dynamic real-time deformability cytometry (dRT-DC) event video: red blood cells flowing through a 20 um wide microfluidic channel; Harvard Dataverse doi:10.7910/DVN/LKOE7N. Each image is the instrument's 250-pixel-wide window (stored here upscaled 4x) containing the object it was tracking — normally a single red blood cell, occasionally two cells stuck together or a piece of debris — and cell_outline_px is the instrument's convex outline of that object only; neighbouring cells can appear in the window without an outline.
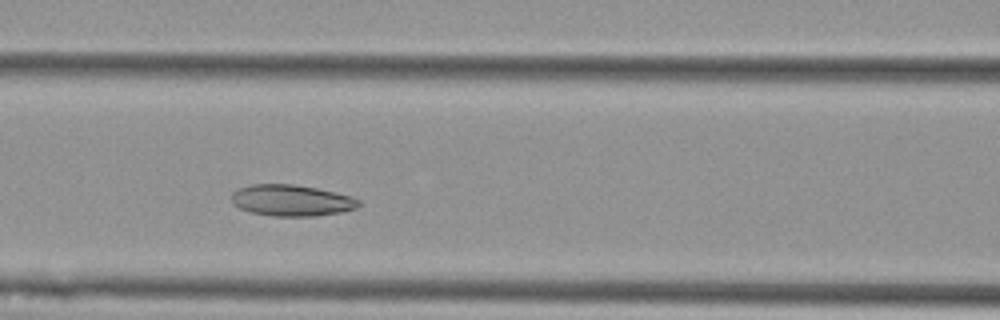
{"species": "Egyptian fruit bat (a non-hibernating species)", "species_latin": "Rousettus aegyptiacus", "temperature_condition": "cold", "stored_images_in_passage": 44, "camera_frame_rate_fps": 3000, "um_per_image_px": 0.085, "animal": {"sex": "female"}, "frame": {"image": 1, "passage_image": 12, "time_ms": 3.667, "image_size_px": [1000, 320], "cell_outline_px": [[364, 204], [356, 208], [340, 212], [316, 216], [272, 216], [252, 212], [240, 208], [232, 204], [232, 192], [240, 188], [252, 184], [292, 184], [316, 188], [352, 196], [360, 200]], "centroid_in_image_um": [24.81, 17.04], "position_along_channel_um": 141.8, "area_um2": 23.24}}
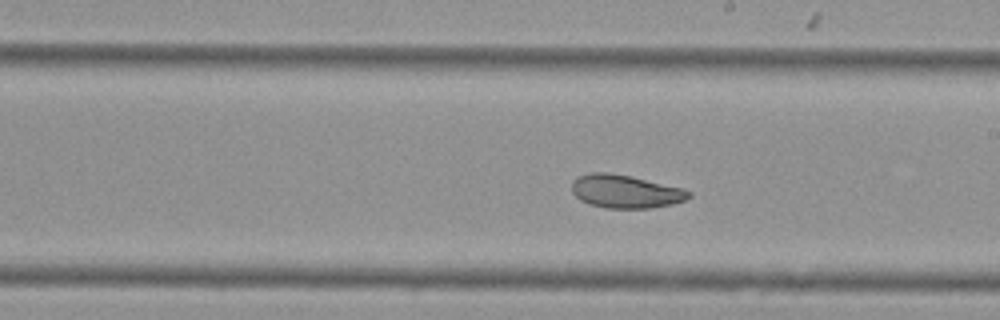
{"frame": {"image": 2, "passage_image": 20, "time_ms": 6.333, "image_size_px": [1000, 320], "cell_outline_px": [[692, 196], [684, 200], [672, 204], [652, 208], [604, 208], [588, 204], [580, 200], [572, 192], [572, 180], [576, 176], [592, 172], [604, 172], [628, 176], [684, 188], [692, 192]], "centroid_in_image_um": [53.14, 16.28], "position_along_channel_um": 235.9, "area_um2": 22.72}}
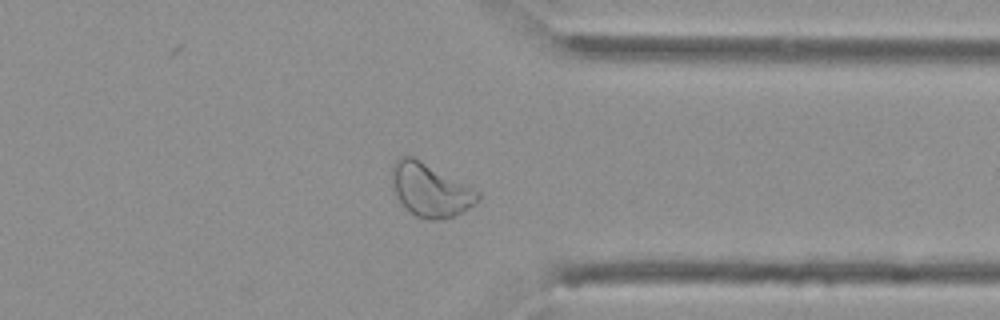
{"frame": {"image": 3, "passage_image": 32, "time_ms": 10.333, "image_size_px": [1000, 320], "cell_outline_px": [[480, 200], [476, 204], [456, 216], [436, 220], [428, 220], [416, 216], [400, 200], [392, 184], [392, 164], [400, 156], [412, 156], [480, 192]], "centroid_in_image_um": [36.6, 16.16], "position_along_channel_um": 374.8, "area_um2": 26.18}, "authors_computed_cell_mechanics": {"area_um2": 25.0274, "velocity_mm_per_s": 3.5466, "shape_relaxation_time_tau1_ms": 3.7368, "shape_relaxation_time_tau2_ms": 2.2931, "deformation_change_tau1": 0.1104, "deformation_change_tau2": 0.0723}}